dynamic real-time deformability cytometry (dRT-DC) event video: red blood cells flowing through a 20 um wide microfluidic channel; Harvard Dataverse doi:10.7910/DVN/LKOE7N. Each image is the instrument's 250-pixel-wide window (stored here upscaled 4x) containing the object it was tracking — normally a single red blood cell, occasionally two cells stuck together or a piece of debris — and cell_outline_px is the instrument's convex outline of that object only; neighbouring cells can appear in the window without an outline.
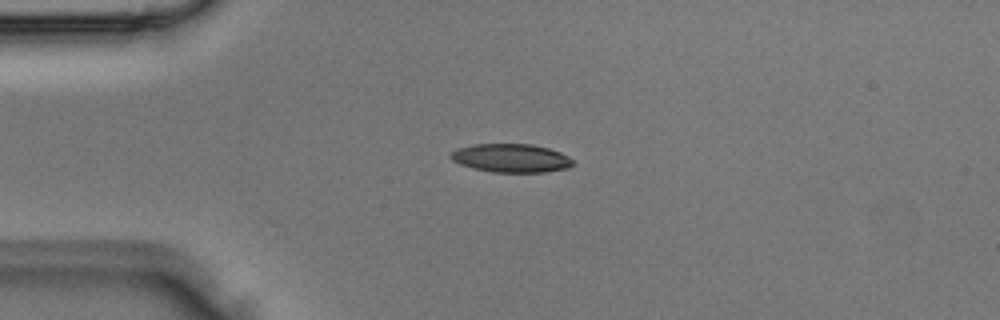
{"species": "Egyptian fruit bat (a non-hibernating species)", "species_latin": "Rousettus aegyptiacus", "temperature_condition": "room temperature", "stored_images_in_passage": 2, "camera_frame_rate_fps": 3000, "um_per_image_px": 0.085, "animal": {"sex": "male"}, "frame": {"image": 1, "passage_image": 2, "time_ms": 0.333, "image_size_px": [1000, 320], "cell_outline_px": [[572, 164], [568, 168], [544, 172], [492, 172], [460, 164], [452, 160], [448, 156], [456, 148], [472, 144], [532, 144], [548, 148], [560, 152], [568, 156], [572, 160]], "centroid_in_image_um": [43.42, 13.43], "position_along_channel_um": 41.6, "area_um2": 20.23}}